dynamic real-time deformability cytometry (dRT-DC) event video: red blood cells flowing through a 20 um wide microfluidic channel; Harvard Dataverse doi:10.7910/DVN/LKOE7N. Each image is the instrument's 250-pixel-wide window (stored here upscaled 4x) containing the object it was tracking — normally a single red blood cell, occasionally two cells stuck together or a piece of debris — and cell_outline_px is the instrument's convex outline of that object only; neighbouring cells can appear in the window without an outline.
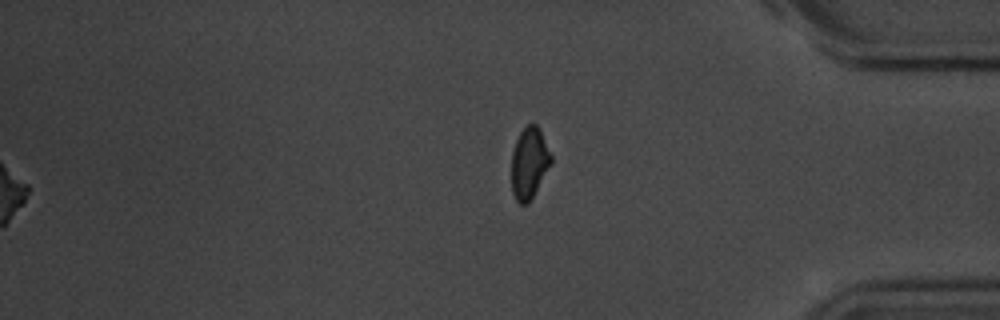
{"species": "common noctule bat (a hibernating species)", "species_latin": "Nyctalus noctula", "temperature_condition": "room temperature", "stored_images_in_passage": 54, "segment_of_instrument_passage": [2, 2], "camera_frame_rate_fps": 3000, "um_per_image_px": 0.085, "animal": {"sex": "male", "body_mass_g": 20.1, "forearm_length_mm": 53.5}, "frame": {"image": 1, "passage_image": 54, "time_ms": 17.667, "image_size_px": [1000, 320], "cell_outline_px": [[552, 164], [528, 204], [520, 204], [516, 200], [512, 192], [512, 152], [516, 140], [520, 132], [528, 124], [536, 124], [540, 128], [552, 156]], "centroid_in_image_um": [45.0, 13.85], "position_along_channel_um": 390.2, "area_um2": 16.53}}